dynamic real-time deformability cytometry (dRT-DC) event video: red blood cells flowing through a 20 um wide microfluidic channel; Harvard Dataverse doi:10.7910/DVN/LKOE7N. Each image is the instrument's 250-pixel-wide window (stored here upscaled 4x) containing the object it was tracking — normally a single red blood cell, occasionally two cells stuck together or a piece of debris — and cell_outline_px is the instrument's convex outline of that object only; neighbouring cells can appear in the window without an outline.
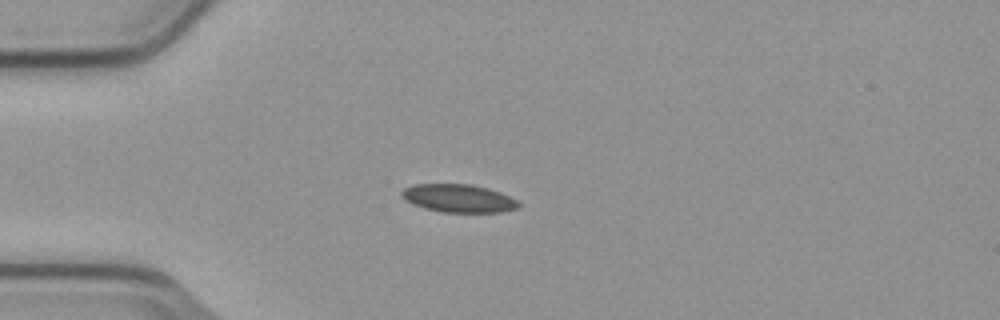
{"species": "common noctule bat (a hibernating species)", "species_latin": "Nyctalus noctula", "temperature_condition": "cold", "stored_images_in_passage": 7, "camera_frame_rate_fps": 3000, "um_per_image_px": 0.085, "animal": {"sex": "male", "body_mass_g": 23.1, "forearm_length_mm": 52.7}, "frame": {"image": 1, "passage_image": 4, "time_ms": 1.0, "image_size_px": [1000, 320], "cell_outline_px": [[520, 204], [516, 208], [500, 212], [440, 212], [424, 208], [412, 204], [404, 200], [400, 196], [400, 192], [404, 188], [412, 184], [472, 184], [488, 188], [500, 192], [516, 200]], "centroid_in_image_um": [38.91, 16.85], "position_along_channel_um": 46.1, "area_um2": 19.19}}
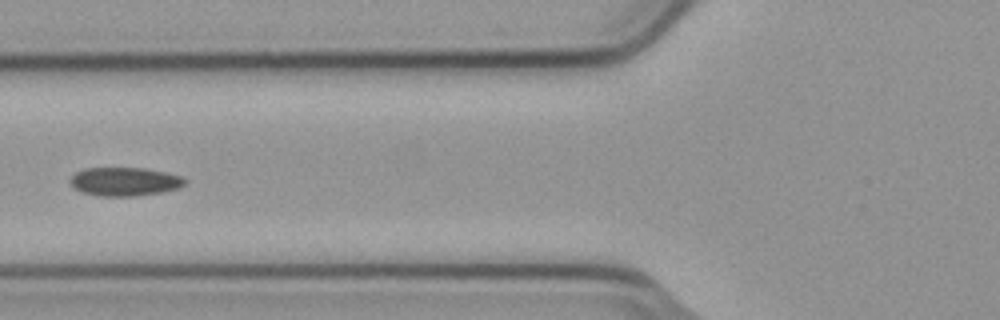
{"frame": {"image": 2, "passage_image": 6, "time_ms": 1.667, "image_size_px": [1000, 320], "cell_outline_px": [[184, 184], [176, 188], [160, 192], [136, 196], [100, 196], [80, 192], [72, 188], [72, 176], [76, 172], [88, 168], [144, 168], [164, 172], [180, 176], [184, 180]], "centroid_in_image_um": [10.54, 15.44], "position_along_channel_um": 115.3, "area_um2": 18.79}}
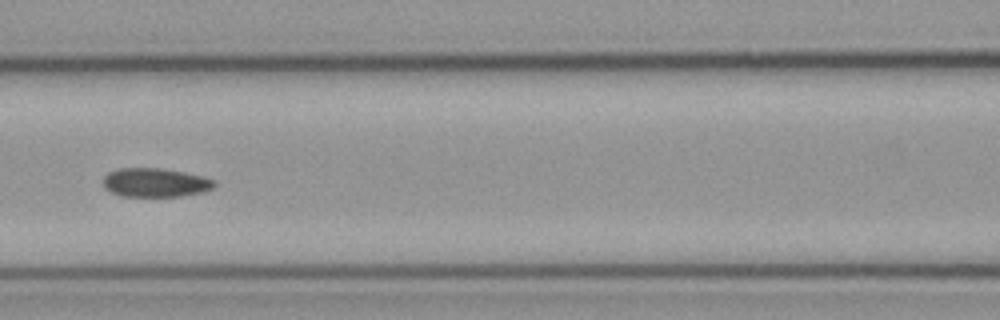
{"frame": {"image": 3, "passage_image": 7, "time_ms": 2.0, "image_size_px": [1000, 320], "cell_outline_px": [[216, 184], [212, 188], [204, 192], [180, 196], [120, 196], [104, 188], [104, 176], [108, 172], [120, 168], [156, 168], [184, 172], [204, 176], [216, 180]], "centroid_in_image_um": [13.22, 15.52], "position_along_channel_um": 153.4, "area_um2": 18.73}}